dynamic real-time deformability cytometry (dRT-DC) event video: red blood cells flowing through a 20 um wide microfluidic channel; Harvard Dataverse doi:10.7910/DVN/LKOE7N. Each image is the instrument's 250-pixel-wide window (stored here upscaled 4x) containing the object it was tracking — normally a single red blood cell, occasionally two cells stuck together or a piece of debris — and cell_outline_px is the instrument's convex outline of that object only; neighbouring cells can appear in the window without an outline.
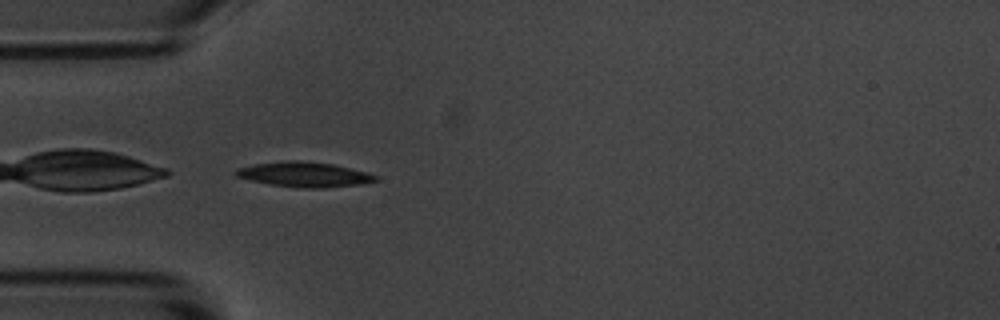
{"species": "common noctule bat (a hibernating species)", "species_latin": "Nyctalus noctula", "temperature_condition": "room temperature", "stored_images_in_passage": 40, "camera_frame_rate_fps": 3000, "um_per_image_px": 0.085, "animal": {"sex": "male", "body_mass_g": 20.1, "forearm_length_mm": 53.5}, "frame": {"image": 1, "passage_image": 1, "time_ms": 0.0, "image_size_px": [1000, 320], "cell_outline_px": [[380, 180], [360, 184], [324, 188], [304, 188], [268, 184], [236, 176], [232, 172], [236, 168], [256, 164], [288, 160], [300, 160], [332, 164], [368, 172], [376, 176]], "centroid_in_image_um": [25.86, 14.83], "position_along_channel_um": 59.1, "area_um2": 20.29}}
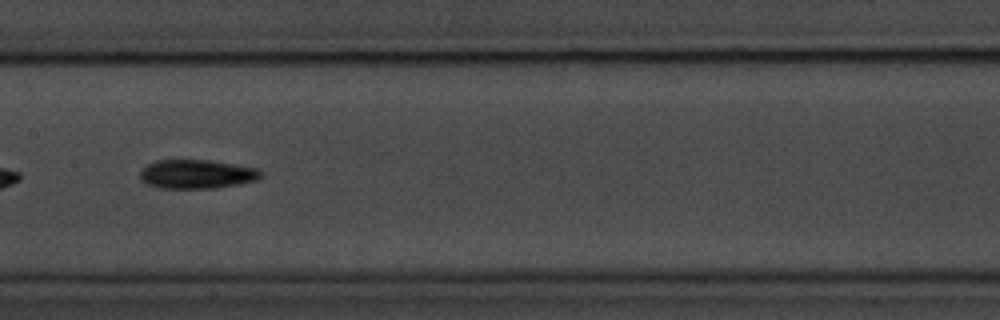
{"frame": {"image": 2, "passage_image": 12, "time_ms": 3.667, "image_size_px": [1000, 320], "cell_outline_px": [[264, 176], [256, 180], [236, 184], [212, 188], [160, 188], [148, 184], [140, 180], [140, 172], [148, 164], [156, 160], [208, 160], [260, 168], [264, 172]], "centroid_in_image_um": [16.76, 14.79], "position_along_channel_um": 190.6, "area_um2": 20.4}}
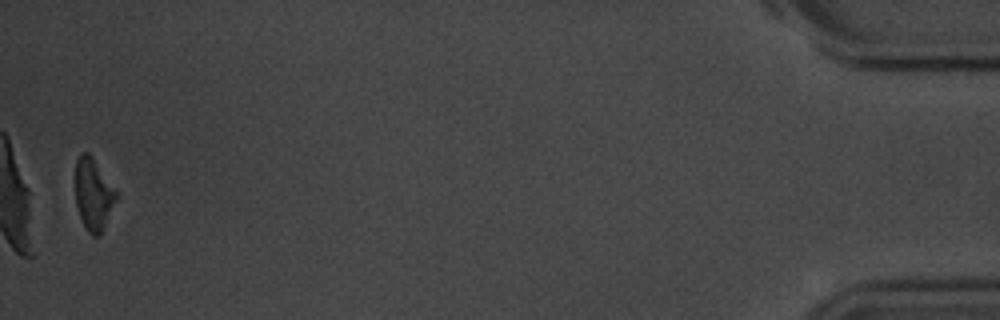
{"frame": {"image": 3, "passage_image": 39, "time_ms": 12.667, "image_size_px": [1000, 320], "cell_outline_px": [[120, 196], [100, 232], [96, 236], [92, 236], [88, 232], [80, 216], [76, 204], [76, 160], [84, 152], [88, 152], [92, 156], [120, 192]], "centroid_in_image_um": [7.99, 16.48], "position_along_channel_um": 427.2, "area_um2": 17.22}, "authors_computed_cell_mechanics": {"area_um2": 19.3052, "velocity_mm_per_s": 3.6487, "shape_relaxation_time_tau1_ms": 2.9914, "shape_relaxation_time_tau2_ms": 5.4925, "deformation_change_tau1": 0.1329, "deformation_change_tau2": 0.1477}}